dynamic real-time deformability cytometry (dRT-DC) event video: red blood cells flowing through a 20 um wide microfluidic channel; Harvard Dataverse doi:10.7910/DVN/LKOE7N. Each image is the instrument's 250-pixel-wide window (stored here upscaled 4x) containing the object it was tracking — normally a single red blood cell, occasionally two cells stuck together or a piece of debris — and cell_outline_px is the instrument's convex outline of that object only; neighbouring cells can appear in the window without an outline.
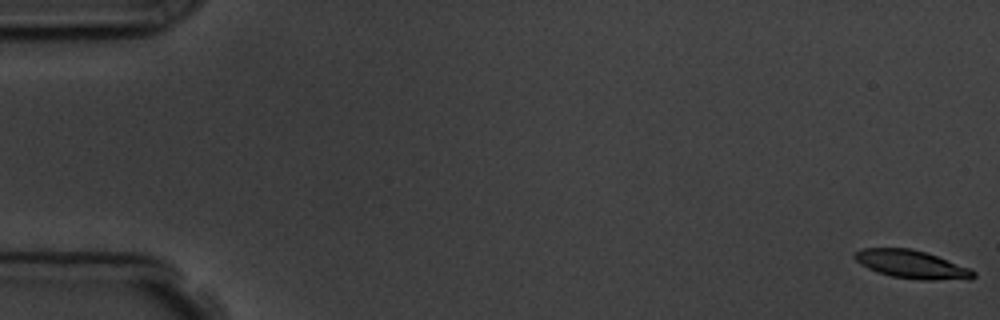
{"species": "common noctule bat (a hibernating species)", "species_latin": "Nyctalus noctula", "temperature_condition": "room temperature", "stored_images_in_passage": 11, "camera_frame_rate_fps": 3000, "um_per_image_px": 0.085, "animal": {"sex": "male", "body_mass_g": 19.5, "forearm_length_mm": 54.6}, "frame": {"image": 1, "passage_image": 1, "time_ms": 0.0, "image_size_px": [1000, 320], "cell_outline_px": [[976, 276], [972, 280], [920, 280], [892, 276], [876, 272], [860, 264], [852, 256], [856, 252], [864, 248], [912, 248], [936, 256], [968, 268], [976, 272]], "centroid_in_image_um": [77.51, 22.49], "position_along_channel_um": 7.5, "area_um2": 19.48}}
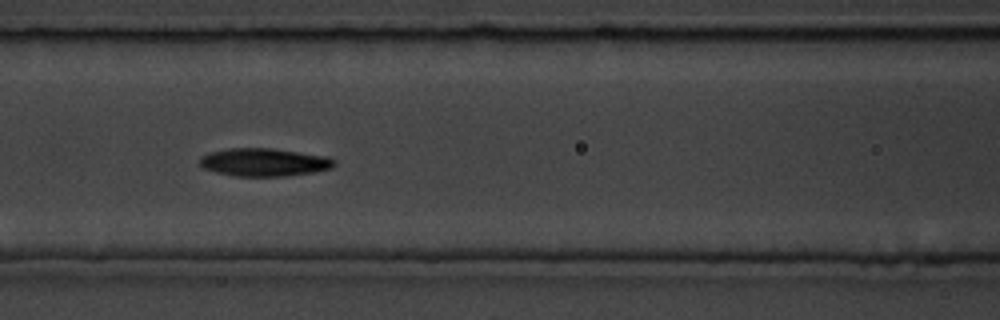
{"frame": {"image": 2, "passage_image": 8, "time_ms": 7.667, "image_size_px": [1000, 320], "cell_outline_px": [[336, 164], [332, 168], [312, 172], [284, 176], [232, 176], [216, 172], [204, 168], [200, 164], [200, 156], [212, 152], [228, 148], [272, 148], [328, 156], [336, 160]], "centroid_in_image_um": [22.47, 13.78], "position_along_channel_um": 144.1, "area_um2": 21.96}}
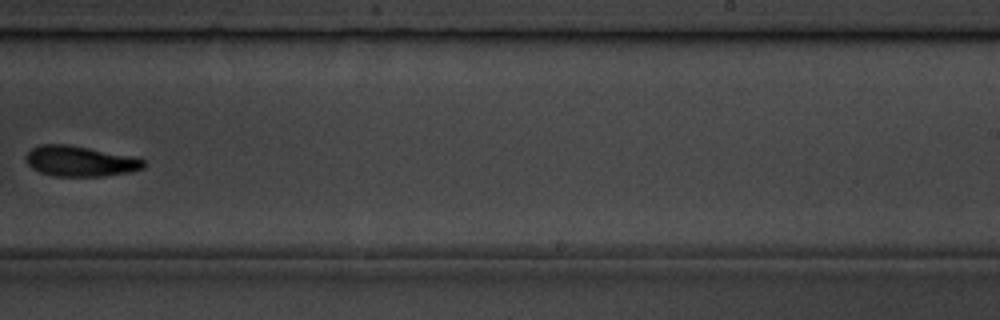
{"frame": {"image": 3, "passage_image": 11, "time_ms": 11.333, "image_size_px": [1000, 320], "cell_outline_px": [[144, 168], [128, 172], [104, 176], [52, 176], [40, 172], [32, 168], [24, 160], [28, 152], [32, 148], [40, 144], [68, 144], [132, 156], [144, 160]], "centroid_in_image_um": [6.77, 13.7], "position_along_channel_um": 282.2, "area_um2": 20.87}}